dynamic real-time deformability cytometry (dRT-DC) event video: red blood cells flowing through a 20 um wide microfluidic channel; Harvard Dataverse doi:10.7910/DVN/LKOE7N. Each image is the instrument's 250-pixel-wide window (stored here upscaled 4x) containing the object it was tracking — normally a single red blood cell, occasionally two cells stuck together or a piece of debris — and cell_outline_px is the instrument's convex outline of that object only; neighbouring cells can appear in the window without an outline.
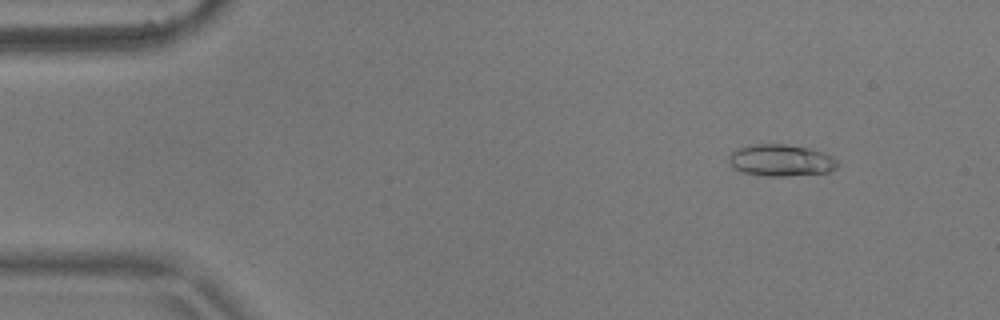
{"species": "common noctule bat (a hibernating species)", "species_latin": "Nyctalus noctula", "temperature_condition": "warm", "stored_images_in_passage": 6, "camera_frame_rate_fps": 3000, "um_per_image_px": 0.085, "animal": {"sex": "male", "body_mass_g": 17.9}, "frame": {"image": 1, "passage_image": 2, "time_ms": 0.333, "image_size_px": [1000, 320], "cell_outline_px": [[840, 164], [836, 168], [828, 172], [788, 176], [768, 176], [744, 172], [732, 168], [728, 160], [728, 156], [736, 148], [752, 144], [784, 144], [808, 148], [824, 152], [832, 156]], "centroid_in_image_um": [66.37, 13.62], "position_along_channel_um": 18.6, "area_um2": 20.23}}